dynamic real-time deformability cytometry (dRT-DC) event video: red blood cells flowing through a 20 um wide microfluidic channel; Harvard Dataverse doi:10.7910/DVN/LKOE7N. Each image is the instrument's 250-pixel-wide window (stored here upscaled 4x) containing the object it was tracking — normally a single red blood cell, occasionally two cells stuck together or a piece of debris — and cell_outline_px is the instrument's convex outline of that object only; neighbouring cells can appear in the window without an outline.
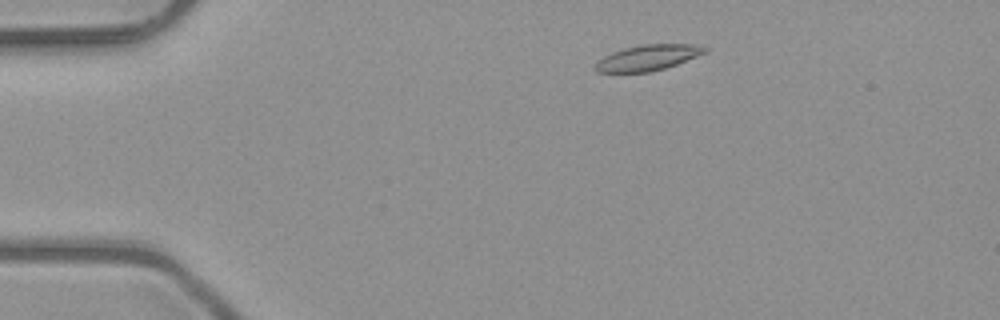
{"species": "common noctule bat (a hibernating species)", "species_latin": "Nyctalus noctula", "temperature_condition": "room temperature", "stored_images_in_passage": 5, "camera_frame_rate_fps": 3000, "um_per_image_px": 0.085, "animal": {"sex": "male", "body_mass_g": 23.1, "forearm_length_mm": 52.7}, "frame": {"image": 1, "passage_image": 2, "time_ms": 0.333, "image_size_px": [1000, 320], "cell_outline_px": [[708, 52], [676, 64], [652, 72], [596, 72], [592, 68], [596, 60], [612, 52], [624, 48], [640, 44], [696, 44], [708, 48]], "centroid_in_image_um": [55.03, 4.9], "position_along_channel_um": 30.0, "area_um2": 16.59}}
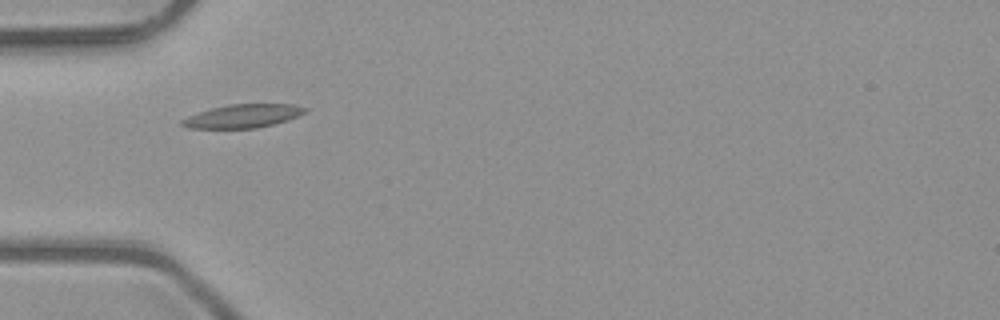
{"frame": {"image": 2, "passage_image": 4, "time_ms": 1.0, "image_size_px": [1000, 320], "cell_outline_px": [[308, 112], [288, 120], [256, 128], [188, 128], [180, 124], [180, 120], [188, 116], [212, 108], [228, 104], [292, 104], [308, 108]], "centroid_in_image_um": [20.67, 9.86], "position_along_channel_um": 64.3, "area_um2": 16.76}}
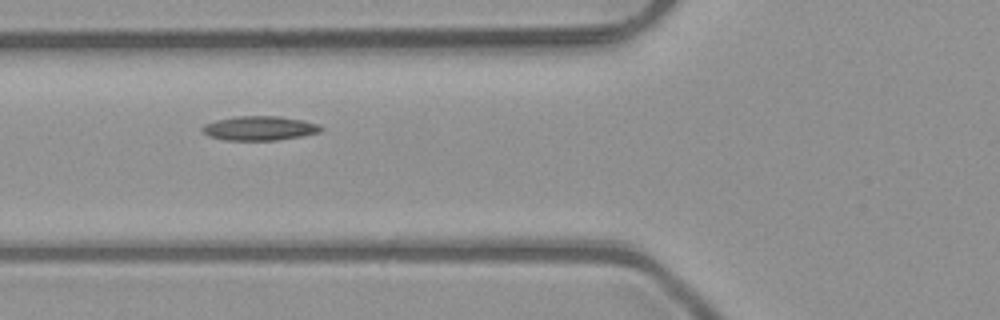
{"frame": {"image": 3, "passage_image": 5, "time_ms": 1.333, "image_size_px": [1000, 320], "cell_outline_px": [[324, 128], [320, 132], [300, 136], [276, 140], [224, 140], [208, 136], [200, 128], [204, 124], [216, 120], [236, 116], [280, 116], [304, 120], [320, 124]], "centroid_in_image_um": [22.07, 10.89], "position_along_channel_um": 103.7, "area_um2": 16.88}}